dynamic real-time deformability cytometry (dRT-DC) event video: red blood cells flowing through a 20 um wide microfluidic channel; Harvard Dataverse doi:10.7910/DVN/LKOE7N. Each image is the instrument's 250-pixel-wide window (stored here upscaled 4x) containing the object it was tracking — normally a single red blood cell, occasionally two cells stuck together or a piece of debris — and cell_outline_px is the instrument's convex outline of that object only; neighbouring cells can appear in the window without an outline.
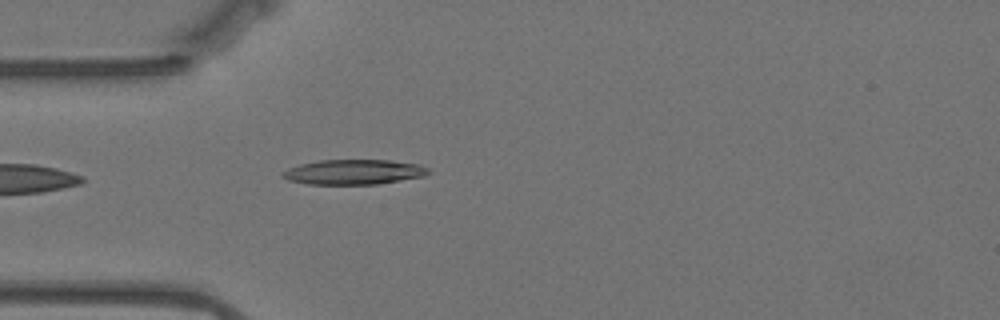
{"species": "Egyptian fruit bat (a non-hibernating species)", "species_latin": "Rousettus aegyptiacus", "temperature_condition": "warm", "stored_images_in_passage": 42, "camera_frame_rate_fps": 3000, "um_per_image_px": 0.085, "animal": {"sex": "female"}, "frame": {"image": 1, "passage_image": 1, "time_ms": 0.0, "image_size_px": [1000, 320], "cell_outline_px": [[432, 172], [424, 176], [376, 184], [308, 184], [288, 180], [280, 176], [280, 172], [288, 168], [300, 164], [320, 160], [392, 160], [420, 164], [428, 168]], "centroid_in_image_um": [30.06, 14.61], "position_along_channel_um": 54.9, "area_um2": 21.33}}
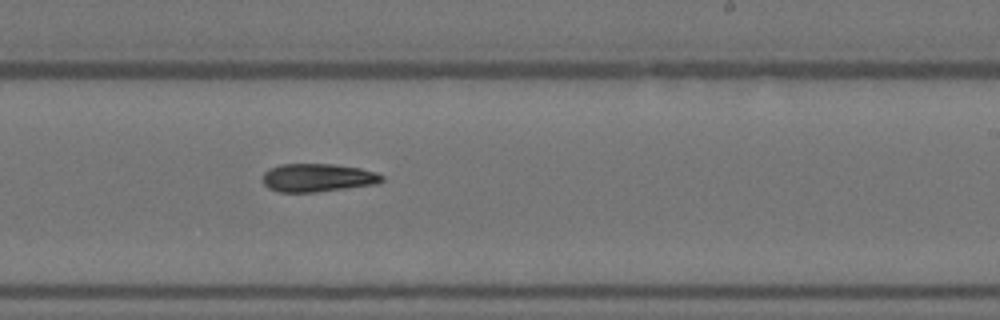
{"frame": {"image": 2, "passage_image": 19, "time_ms": 6.0, "image_size_px": [1000, 320], "cell_outline_px": [[384, 180], [376, 184], [316, 192], [276, 192], [268, 188], [264, 184], [264, 172], [268, 168], [280, 164], [332, 164], [360, 168], [376, 172], [384, 176]], "centroid_in_image_um": [26.99, 15.1], "position_along_channel_um": 262.0, "area_um2": 19.65}}
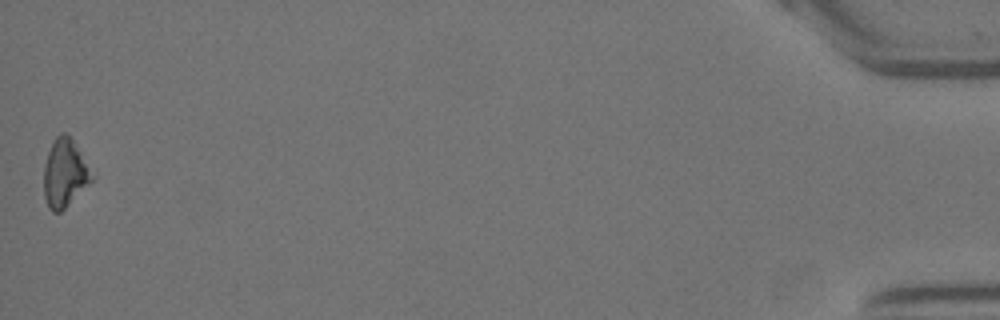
{"frame": {"image": 3, "passage_image": 42, "time_ms": 13.667, "image_size_px": [1000, 320], "cell_outline_px": [[96, 176], [60, 212], [52, 212], [48, 208], [44, 196], [44, 164], [52, 140], [60, 132], [64, 132], [72, 140], [96, 172]], "centroid_in_image_um": [5.52, 14.69], "position_along_channel_um": 429.7, "area_um2": 19.25}, "authors_computed_cell_mechanics": {"area_um2": 19.3919, "velocity_mm_per_s": 3.5112, "shape_relaxation_time_tau1_ms": 8.0979, "shape_relaxation_time_tau2_ms": null, "deformation_change_tau1": 0.1777, "deformation_change_tau2": null}}